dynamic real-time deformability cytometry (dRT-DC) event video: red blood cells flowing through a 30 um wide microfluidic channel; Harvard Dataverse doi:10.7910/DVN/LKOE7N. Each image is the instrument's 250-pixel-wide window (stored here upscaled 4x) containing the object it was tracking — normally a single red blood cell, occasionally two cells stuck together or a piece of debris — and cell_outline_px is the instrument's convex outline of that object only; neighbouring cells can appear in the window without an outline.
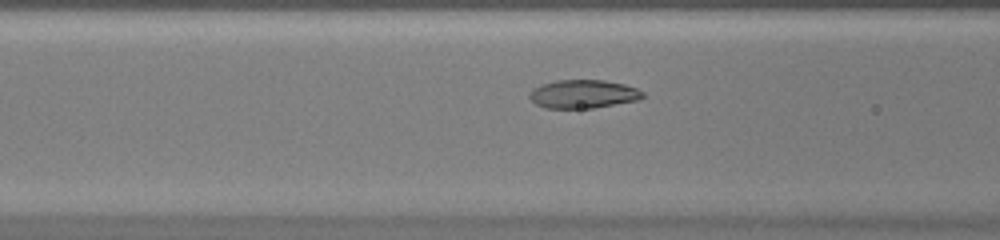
{"species": "common noctule bat (a hibernating species)", "species_latin": "Nyctalus noctula", "temperature_condition": "warm", "stored_images_in_passage": 45, "camera_frame_rate_fps": 3000, "um_per_image_px": 0.085, "animal": {"sex": "female", "body_mass_g": 20.0, "forearm_length_mm": 54.0}, "frame": {"image": 1, "passage_image": 14, "time_ms": 4.333, "image_size_px": [1000, 240], "cell_outline_px": [[644, 96], [636, 100], [592, 108], [544, 108], [536, 104], [528, 96], [532, 88], [556, 80], [604, 80], [624, 84], [636, 88], [644, 92]], "centroid_in_image_um": [49.55, 7.99], "position_along_channel_um": 117.1, "area_um2": 18.61}}
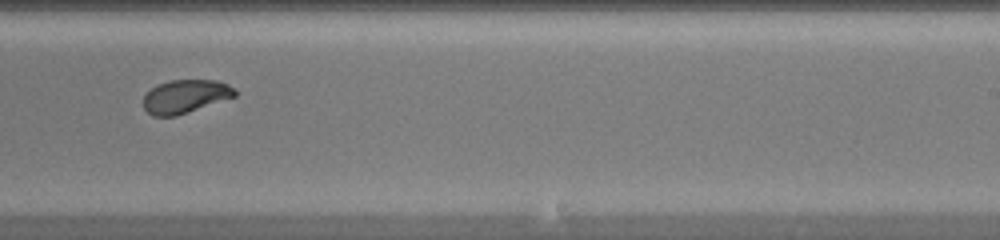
{"frame": {"image": 2, "passage_image": 26, "time_ms": 8.333, "image_size_px": [1000, 240], "cell_outline_px": [[236, 96], [176, 116], [152, 116], [144, 108], [144, 96], [156, 84], [172, 80], [216, 80], [228, 84], [236, 88]], "centroid_in_image_um": [15.76, 8.19], "position_along_channel_um": 273.2, "area_um2": 17.74}}
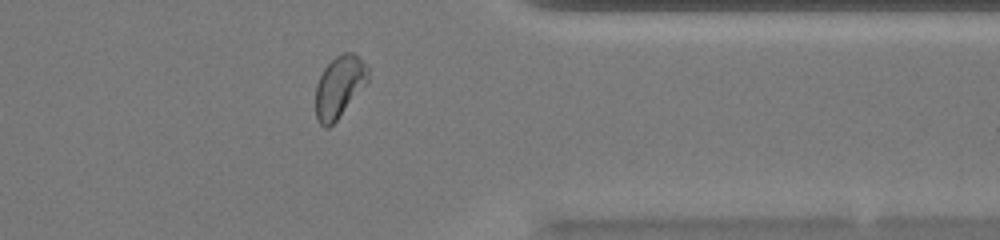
{"frame": {"image": 3, "passage_image": 35, "time_ms": 11.333, "image_size_px": [1000, 240], "cell_outline_px": [[368, 84], [336, 120], [328, 128], [324, 128], [320, 124], [316, 116], [316, 84], [324, 68], [336, 56], [344, 52], [352, 52], [368, 68]], "centroid_in_image_um": [28.84, 7.39], "position_along_channel_um": 382.6, "area_um2": 18.73}, "authors_computed_cell_mechanics": {"area_um2": 19.074, "velocity_mm_per_s": 3.9089, "shape_relaxation_time_tau1_ms": 4.186, "shape_relaxation_time_tau2_ms": 0.7502, "deformation_change_tau1": 0.1593, "deformation_change_tau2": 0.0339}}